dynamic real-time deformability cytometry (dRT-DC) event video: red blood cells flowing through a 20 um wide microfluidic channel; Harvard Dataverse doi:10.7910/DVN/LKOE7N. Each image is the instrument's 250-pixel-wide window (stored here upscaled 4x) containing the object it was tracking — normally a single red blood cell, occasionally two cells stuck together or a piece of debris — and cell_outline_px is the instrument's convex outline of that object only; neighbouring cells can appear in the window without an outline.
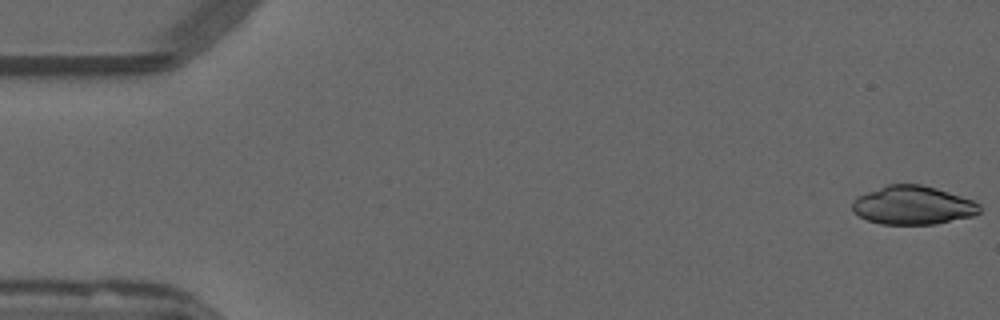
{"species": "common noctule bat (a hibernating species)", "species_latin": "Nyctalus noctula", "temperature_condition": "warm", "stored_images_in_passage": 53, "camera_frame_rate_fps": 3000, "um_per_image_px": 0.085, "animal": {"sex": "male", "forearm_length_mm": 52.5}, "frame": {"image": 1, "passage_image": 1, "time_ms": 0.0, "image_size_px": [1000, 320], "cell_outline_px": [[980, 212], [972, 216], [936, 224], [880, 224], [868, 220], [852, 212], [852, 200], [856, 196], [888, 184], [920, 184], [936, 188], [972, 200], [980, 204]], "centroid_in_image_um": [77.56, 17.45], "position_along_channel_um": 7.4, "area_um2": 28.61}}